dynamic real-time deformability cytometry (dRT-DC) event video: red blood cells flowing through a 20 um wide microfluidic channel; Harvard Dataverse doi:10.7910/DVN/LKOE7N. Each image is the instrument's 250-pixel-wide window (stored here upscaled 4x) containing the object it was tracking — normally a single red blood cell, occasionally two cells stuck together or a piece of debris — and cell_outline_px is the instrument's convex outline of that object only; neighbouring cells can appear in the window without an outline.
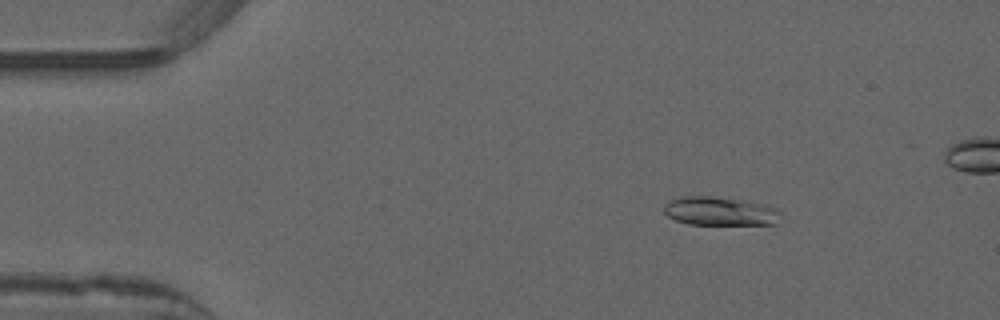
{"species": "common noctule bat (a hibernating species)", "species_latin": "Nyctalus noctula", "temperature_condition": "warm", "stored_images_in_passage": 50, "camera_frame_rate_fps": 3000, "um_per_image_px": 0.085, "animal": {"sex": "male", "forearm_length_mm": 52.5}, "frame": {"image": 1, "passage_image": 8, "time_ms": 2.333, "image_size_px": [1000, 320], "cell_outline_px": [[780, 212], [776, 224], [688, 224], [676, 220], [668, 216], [664, 212], [664, 204], [680, 196], [712, 196], [744, 200], [764, 204], [776, 208]], "centroid_in_image_um": [61.18, 17.94], "position_along_channel_um": 23.8, "area_um2": 19.42}}
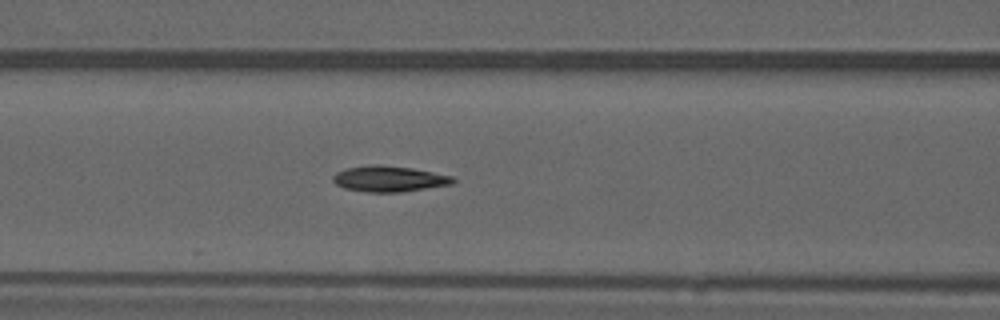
{"frame": {"image": 2, "passage_image": 22, "time_ms": 7.0, "image_size_px": [1000, 320], "cell_outline_px": [[456, 180], [452, 184], [400, 192], [368, 192], [344, 188], [336, 184], [332, 180], [332, 176], [336, 172], [344, 168], [376, 164], [380, 164], [412, 168], [452, 176]], "centroid_in_image_um": [33.04, 15.19], "position_along_channel_um": 133.6, "area_um2": 18.03}, "authors_computed_cell_mechanics": {"area_um2": 17.7735, "velocity_mm_per_s": 3.9072, "shape_relaxation_time_tau1_ms": null, "shape_relaxation_time_tau2_ms": 6.9635, "deformation_change_tau1": null, "deformation_change_tau2": 0.1255}}